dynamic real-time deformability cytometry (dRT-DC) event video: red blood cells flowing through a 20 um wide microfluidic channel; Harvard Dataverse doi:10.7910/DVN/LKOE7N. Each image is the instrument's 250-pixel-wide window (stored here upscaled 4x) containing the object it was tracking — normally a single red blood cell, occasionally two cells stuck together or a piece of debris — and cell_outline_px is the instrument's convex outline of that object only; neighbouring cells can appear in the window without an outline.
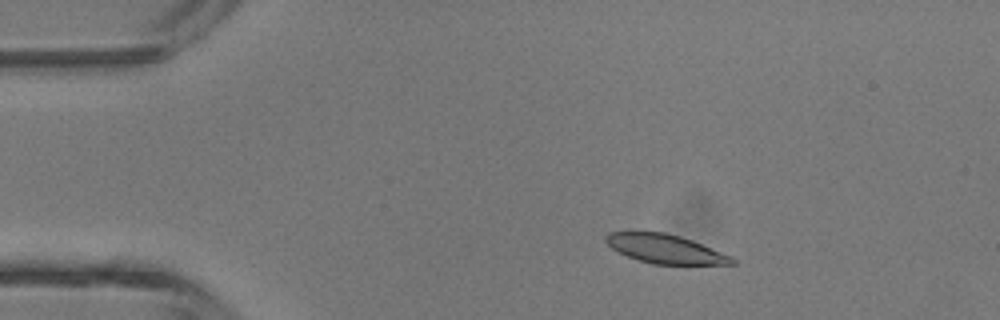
{"species": "common noctule bat (a hibernating species)", "species_latin": "Nyctalus noctula", "temperature_condition": "room temperature", "stored_images_in_passage": 4, "camera_frame_rate_fps": 3000, "um_per_image_px": 0.085, "animal": {"sex": "male", "body_mass_g": 13.3}, "frame": {"image": 1, "passage_image": 2, "time_ms": 1.0, "image_size_px": [1000, 320], "cell_outline_px": [[736, 264], [652, 264], [628, 256], [612, 248], [604, 240], [604, 236], [608, 232], [664, 232], [680, 236], [692, 240], [732, 256], [736, 260]], "centroid_in_image_um": [56.56, 21.15], "position_along_channel_um": 28.4, "area_um2": 21.1}}
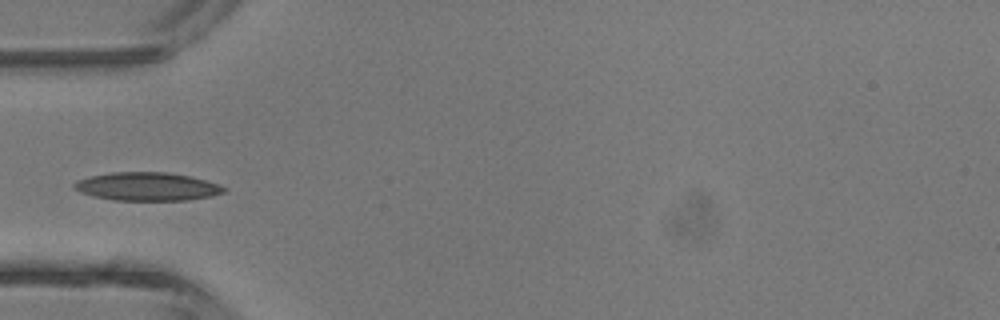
{"frame": {"image": 2, "passage_image": 4, "time_ms": 3.333, "image_size_px": [1000, 320], "cell_outline_px": [[228, 188], [224, 192], [212, 196], [188, 200], [112, 200], [92, 196], [80, 192], [72, 188], [72, 184], [76, 180], [92, 176], [112, 172], [168, 172], [188, 176], [220, 184]], "centroid_in_image_um": [12.49, 15.86], "position_along_channel_um": 72.5, "area_um2": 24.8}}